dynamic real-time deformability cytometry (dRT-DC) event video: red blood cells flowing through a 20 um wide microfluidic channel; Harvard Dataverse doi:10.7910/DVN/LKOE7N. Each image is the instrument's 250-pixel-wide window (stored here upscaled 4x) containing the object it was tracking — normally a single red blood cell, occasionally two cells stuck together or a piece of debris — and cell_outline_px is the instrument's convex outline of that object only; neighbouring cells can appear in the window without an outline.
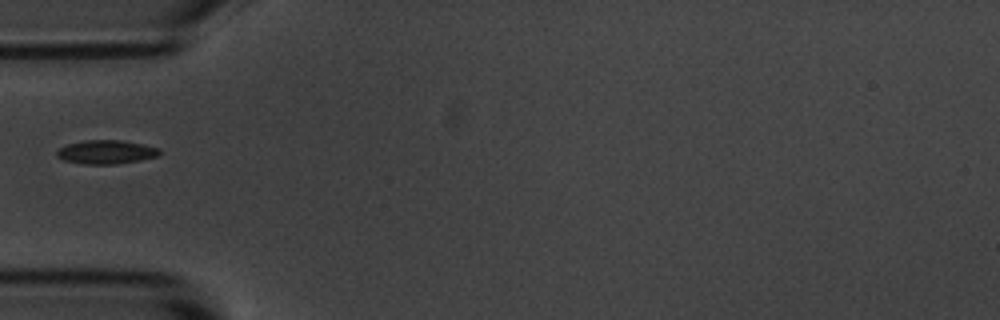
{"species": "common noctule bat (a hibernating species)", "species_latin": "Nyctalus noctula", "temperature_condition": "room temperature", "stored_images_in_passage": 7, "camera_frame_rate_fps": 3000, "um_per_image_px": 0.085, "animal": {"sex": "male", "body_mass_g": 20.1, "forearm_length_mm": 53.5}, "frame": {"image": 1, "passage_image": 6, "time_ms": 1.667, "image_size_px": [1000, 320], "cell_outline_px": [[160, 152], [156, 156], [140, 160], [116, 164], [84, 164], [64, 160], [56, 156], [56, 152], [60, 148], [68, 144], [84, 140], [120, 140], [144, 144], [160, 148]], "centroid_in_image_um": [9.02, 12.92], "position_along_channel_um": 76.0, "area_um2": 14.16}}